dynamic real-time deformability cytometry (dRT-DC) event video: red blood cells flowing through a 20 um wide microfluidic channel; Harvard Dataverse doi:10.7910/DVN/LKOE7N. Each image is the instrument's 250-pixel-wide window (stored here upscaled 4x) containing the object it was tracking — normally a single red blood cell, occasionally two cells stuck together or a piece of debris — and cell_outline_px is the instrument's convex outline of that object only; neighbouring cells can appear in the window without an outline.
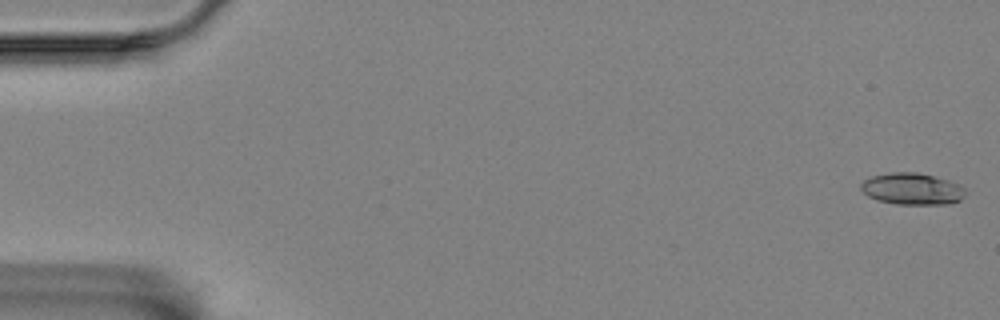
{"species": "Egyptian fruit bat (a non-hibernating species)", "species_latin": "Rousettus aegyptiacus", "temperature_condition": "room temperature", "stored_images_in_passage": 58, "camera_frame_rate_fps": 3000, "um_per_image_px": 0.085, "animal": {"sex": "female"}, "frame": {"image": 1, "passage_image": 1, "time_ms": 0.0, "image_size_px": [1000, 320], "cell_outline_px": [[964, 196], [960, 200], [948, 204], [896, 204], [876, 200], [868, 196], [860, 188], [860, 184], [864, 180], [872, 176], [892, 172], [916, 172], [948, 180], [964, 188]], "centroid_in_image_um": [77.49, 16.06], "position_along_channel_um": 7.5, "area_um2": 19.13}}
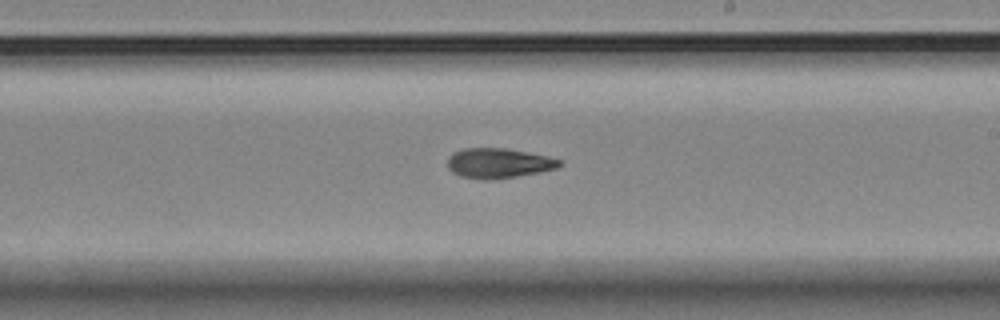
{"frame": {"image": 2, "passage_image": 34, "time_ms": 11.0, "image_size_px": [1000, 320], "cell_outline_px": [[564, 164], [556, 168], [540, 172], [492, 180], [484, 180], [460, 176], [452, 172], [448, 168], [448, 156], [452, 152], [464, 148], [504, 148], [548, 156], [560, 160]], "centroid_in_image_um": [42.35, 13.87], "position_along_channel_um": 246.6, "area_um2": 19.59}}
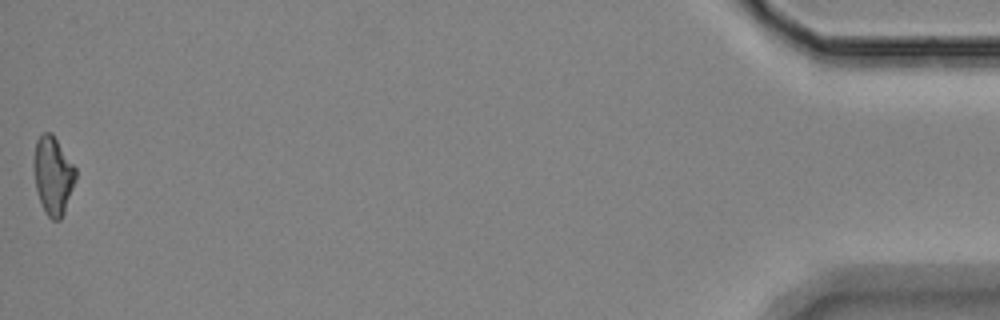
{"frame": {"image": 3, "passage_image": 58, "time_ms": 19.0, "image_size_px": [1000, 320], "cell_outline_px": [[76, 180], [64, 212], [60, 220], [52, 220], [48, 216], [40, 200], [36, 188], [32, 164], [32, 160], [36, 140], [44, 132], [52, 132], [76, 168]], "centroid_in_image_um": [4.5, 14.88], "position_along_channel_um": 430.7, "area_um2": 19.13}, "authors_computed_cell_mechanics": {"area_um2": 19.1896, "velocity_mm_per_s": 3.4505, "shape_relaxation_time_tau1_ms": 8.2908, "shape_relaxation_time_tau2_ms": 5.1765, "deformation_change_tau1": 0.1907, "deformation_change_tau2": 0.1263}}